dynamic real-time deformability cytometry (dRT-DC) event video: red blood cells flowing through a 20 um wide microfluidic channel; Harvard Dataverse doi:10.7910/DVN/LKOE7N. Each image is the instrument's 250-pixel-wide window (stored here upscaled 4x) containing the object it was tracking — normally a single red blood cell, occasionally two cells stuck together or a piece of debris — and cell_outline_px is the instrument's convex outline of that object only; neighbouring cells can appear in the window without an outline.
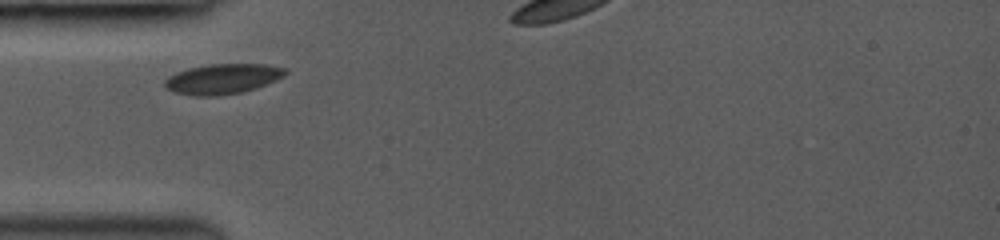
{"species": "common noctule bat (a hibernating species)", "species_latin": "Nyctalus noctula", "temperature_condition": "room temperature", "stored_images_in_passage": 3, "camera_frame_rate_fps": 3000, "um_per_image_px": 0.085, "animal": {"sex": "female", "body_mass_g": 19.0, "forearm_length_mm": 53.3}, "frame": {"image": 1, "passage_image": 1, "time_ms": 0.0, "image_size_px": [1000, 240], "cell_outline_px": [[288, 72], [284, 76], [256, 88], [240, 92], [216, 96], [192, 96], [176, 92], [164, 88], [164, 80], [168, 76], [176, 72], [188, 68], [208, 64], [264, 64], [284, 68]], "centroid_in_image_um": [18.87, 6.7], "position_along_channel_um": 66.1, "area_um2": 21.15}}